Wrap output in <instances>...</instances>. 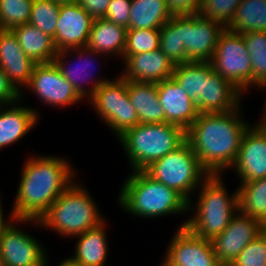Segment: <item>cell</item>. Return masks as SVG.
I'll return each instance as SVG.
<instances>
[{"label":"cell","instance_id":"1f68e13d","mask_svg":"<svg viewBox=\"0 0 266 266\" xmlns=\"http://www.w3.org/2000/svg\"><path fill=\"white\" fill-rule=\"evenodd\" d=\"M60 3L53 0H33L28 23L54 39Z\"/></svg>","mask_w":266,"mask_h":266},{"label":"cell","instance_id":"6da1fadb","mask_svg":"<svg viewBox=\"0 0 266 266\" xmlns=\"http://www.w3.org/2000/svg\"><path fill=\"white\" fill-rule=\"evenodd\" d=\"M241 107L221 113L199 114L186 131V140L210 175L223 174L237 159L243 134L251 125L242 117Z\"/></svg>","mask_w":266,"mask_h":266},{"label":"cell","instance_id":"60d3db41","mask_svg":"<svg viewBox=\"0 0 266 266\" xmlns=\"http://www.w3.org/2000/svg\"><path fill=\"white\" fill-rule=\"evenodd\" d=\"M111 0H77L81 6L94 19L104 18Z\"/></svg>","mask_w":266,"mask_h":266},{"label":"cell","instance_id":"3957f363","mask_svg":"<svg viewBox=\"0 0 266 266\" xmlns=\"http://www.w3.org/2000/svg\"><path fill=\"white\" fill-rule=\"evenodd\" d=\"M123 183L117 201L131 216L150 219L188 212V201L181 194L145 171H132Z\"/></svg>","mask_w":266,"mask_h":266},{"label":"cell","instance_id":"ee69618b","mask_svg":"<svg viewBox=\"0 0 266 266\" xmlns=\"http://www.w3.org/2000/svg\"><path fill=\"white\" fill-rule=\"evenodd\" d=\"M257 89H266V81H264ZM264 110H263V116L261 118V120L259 121H266V101H265V105H264Z\"/></svg>","mask_w":266,"mask_h":266},{"label":"cell","instance_id":"74e56055","mask_svg":"<svg viewBox=\"0 0 266 266\" xmlns=\"http://www.w3.org/2000/svg\"><path fill=\"white\" fill-rule=\"evenodd\" d=\"M131 0H111L104 19L129 29Z\"/></svg>","mask_w":266,"mask_h":266},{"label":"cell","instance_id":"f1b7e54d","mask_svg":"<svg viewBox=\"0 0 266 266\" xmlns=\"http://www.w3.org/2000/svg\"><path fill=\"white\" fill-rule=\"evenodd\" d=\"M238 189L239 211L266 222V178L240 183Z\"/></svg>","mask_w":266,"mask_h":266},{"label":"cell","instance_id":"e575fe53","mask_svg":"<svg viewBox=\"0 0 266 266\" xmlns=\"http://www.w3.org/2000/svg\"><path fill=\"white\" fill-rule=\"evenodd\" d=\"M159 48L174 64L188 62L185 47L178 45L177 39V15H173L160 30V46Z\"/></svg>","mask_w":266,"mask_h":266},{"label":"cell","instance_id":"7bdbcfd3","mask_svg":"<svg viewBox=\"0 0 266 266\" xmlns=\"http://www.w3.org/2000/svg\"><path fill=\"white\" fill-rule=\"evenodd\" d=\"M49 264V258L47 255L45 266H50ZM56 266H82L79 262L75 261L71 256L67 257L66 259L62 260L58 265Z\"/></svg>","mask_w":266,"mask_h":266},{"label":"cell","instance_id":"c3c4849f","mask_svg":"<svg viewBox=\"0 0 266 266\" xmlns=\"http://www.w3.org/2000/svg\"><path fill=\"white\" fill-rule=\"evenodd\" d=\"M259 123L266 129V121H259Z\"/></svg>","mask_w":266,"mask_h":266},{"label":"cell","instance_id":"f546056e","mask_svg":"<svg viewBox=\"0 0 266 266\" xmlns=\"http://www.w3.org/2000/svg\"><path fill=\"white\" fill-rule=\"evenodd\" d=\"M172 77L196 105L199 103V99H204L206 62L189 61L177 64Z\"/></svg>","mask_w":266,"mask_h":266},{"label":"cell","instance_id":"681fc988","mask_svg":"<svg viewBox=\"0 0 266 266\" xmlns=\"http://www.w3.org/2000/svg\"><path fill=\"white\" fill-rule=\"evenodd\" d=\"M4 106H6L5 104H2V103H0V114H1V111H2V109H3V107Z\"/></svg>","mask_w":266,"mask_h":266},{"label":"cell","instance_id":"44dd1931","mask_svg":"<svg viewBox=\"0 0 266 266\" xmlns=\"http://www.w3.org/2000/svg\"><path fill=\"white\" fill-rule=\"evenodd\" d=\"M242 96L240 90L215 72L210 62H206L204 99H199L196 105L199 114L232 111L240 106Z\"/></svg>","mask_w":266,"mask_h":266},{"label":"cell","instance_id":"8d00e7d4","mask_svg":"<svg viewBox=\"0 0 266 266\" xmlns=\"http://www.w3.org/2000/svg\"><path fill=\"white\" fill-rule=\"evenodd\" d=\"M230 266H266V236L262 232L248 243Z\"/></svg>","mask_w":266,"mask_h":266},{"label":"cell","instance_id":"ffe728a7","mask_svg":"<svg viewBox=\"0 0 266 266\" xmlns=\"http://www.w3.org/2000/svg\"><path fill=\"white\" fill-rule=\"evenodd\" d=\"M158 99L163 107L165 122L187 131L199 116L197 106L173 77L157 83Z\"/></svg>","mask_w":266,"mask_h":266},{"label":"cell","instance_id":"5b68a950","mask_svg":"<svg viewBox=\"0 0 266 266\" xmlns=\"http://www.w3.org/2000/svg\"><path fill=\"white\" fill-rule=\"evenodd\" d=\"M85 188L82 183L75 180L39 220L29 219V222L40 228L52 229L51 231L60 236L73 237V239L99 226L105 218Z\"/></svg>","mask_w":266,"mask_h":266},{"label":"cell","instance_id":"7402d4cb","mask_svg":"<svg viewBox=\"0 0 266 266\" xmlns=\"http://www.w3.org/2000/svg\"><path fill=\"white\" fill-rule=\"evenodd\" d=\"M40 117L37 109L23 106L19 101L4 106L0 114V149L24 138L36 127Z\"/></svg>","mask_w":266,"mask_h":266},{"label":"cell","instance_id":"7dc6e473","mask_svg":"<svg viewBox=\"0 0 266 266\" xmlns=\"http://www.w3.org/2000/svg\"><path fill=\"white\" fill-rule=\"evenodd\" d=\"M262 232H263L264 235L266 236V222L263 223V225H262Z\"/></svg>","mask_w":266,"mask_h":266},{"label":"cell","instance_id":"cb8c5ba5","mask_svg":"<svg viewBox=\"0 0 266 266\" xmlns=\"http://www.w3.org/2000/svg\"><path fill=\"white\" fill-rule=\"evenodd\" d=\"M128 97L135 107L139 123L154 124L165 122V114L158 99L157 83L127 80Z\"/></svg>","mask_w":266,"mask_h":266},{"label":"cell","instance_id":"bcb514c9","mask_svg":"<svg viewBox=\"0 0 266 266\" xmlns=\"http://www.w3.org/2000/svg\"><path fill=\"white\" fill-rule=\"evenodd\" d=\"M59 3H74L77 2V0H53Z\"/></svg>","mask_w":266,"mask_h":266},{"label":"cell","instance_id":"9c48e42d","mask_svg":"<svg viewBox=\"0 0 266 266\" xmlns=\"http://www.w3.org/2000/svg\"><path fill=\"white\" fill-rule=\"evenodd\" d=\"M210 63L215 72L231 82L243 94L249 92L252 87V65L241 33L225 28Z\"/></svg>","mask_w":266,"mask_h":266},{"label":"cell","instance_id":"8992f818","mask_svg":"<svg viewBox=\"0 0 266 266\" xmlns=\"http://www.w3.org/2000/svg\"><path fill=\"white\" fill-rule=\"evenodd\" d=\"M123 147L132 171H144L153 162L176 150L186 141V131L166 122L139 123L121 136Z\"/></svg>","mask_w":266,"mask_h":266},{"label":"cell","instance_id":"9a60e30c","mask_svg":"<svg viewBox=\"0 0 266 266\" xmlns=\"http://www.w3.org/2000/svg\"><path fill=\"white\" fill-rule=\"evenodd\" d=\"M231 169L240 183L266 178V129L256 123L243 134L239 153Z\"/></svg>","mask_w":266,"mask_h":266},{"label":"cell","instance_id":"603a6c76","mask_svg":"<svg viewBox=\"0 0 266 266\" xmlns=\"http://www.w3.org/2000/svg\"><path fill=\"white\" fill-rule=\"evenodd\" d=\"M127 29L104 18L94 20L87 48L109 57L119 56L122 59L126 46Z\"/></svg>","mask_w":266,"mask_h":266},{"label":"cell","instance_id":"ab89813d","mask_svg":"<svg viewBox=\"0 0 266 266\" xmlns=\"http://www.w3.org/2000/svg\"><path fill=\"white\" fill-rule=\"evenodd\" d=\"M21 101V93L10 82L5 72L0 68V103L12 104Z\"/></svg>","mask_w":266,"mask_h":266},{"label":"cell","instance_id":"52a82bcc","mask_svg":"<svg viewBox=\"0 0 266 266\" xmlns=\"http://www.w3.org/2000/svg\"><path fill=\"white\" fill-rule=\"evenodd\" d=\"M144 171L154 180L173 188L188 202L191 195L210 175L199 163L187 140L176 150L153 162Z\"/></svg>","mask_w":266,"mask_h":266},{"label":"cell","instance_id":"7a4b0ae2","mask_svg":"<svg viewBox=\"0 0 266 266\" xmlns=\"http://www.w3.org/2000/svg\"><path fill=\"white\" fill-rule=\"evenodd\" d=\"M23 164L12 213L15 219H37L76 180L66 157L28 155ZM75 172V173H74Z\"/></svg>","mask_w":266,"mask_h":266},{"label":"cell","instance_id":"d6a6232c","mask_svg":"<svg viewBox=\"0 0 266 266\" xmlns=\"http://www.w3.org/2000/svg\"><path fill=\"white\" fill-rule=\"evenodd\" d=\"M161 29H127L123 56L159 49Z\"/></svg>","mask_w":266,"mask_h":266},{"label":"cell","instance_id":"83f0119b","mask_svg":"<svg viewBox=\"0 0 266 266\" xmlns=\"http://www.w3.org/2000/svg\"><path fill=\"white\" fill-rule=\"evenodd\" d=\"M235 33L266 32V0H242L226 27Z\"/></svg>","mask_w":266,"mask_h":266},{"label":"cell","instance_id":"4fadbf2b","mask_svg":"<svg viewBox=\"0 0 266 266\" xmlns=\"http://www.w3.org/2000/svg\"><path fill=\"white\" fill-rule=\"evenodd\" d=\"M262 225L238 210L223 232L211 240L219 263L230 266L242 249L262 233Z\"/></svg>","mask_w":266,"mask_h":266},{"label":"cell","instance_id":"484cf974","mask_svg":"<svg viewBox=\"0 0 266 266\" xmlns=\"http://www.w3.org/2000/svg\"><path fill=\"white\" fill-rule=\"evenodd\" d=\"M11 30L16 35L22 51L35 63L53 62L58 51L52 37L29 23L15 26Z\"/></svg>","mask_w":266,"mask_h":266},{"label":"cell","instance_id":"ba28073f","mask_svg":"<svg viewBox=\"0 0 266 266\" xmlns=\"http://www.w3.org/2000/svg\"><path fill=\"white\" fill-rule=\"evenodd\" d=\"M127 87V80L118 75L114 80L102 84L89 98L94 112L117 138L139 124L136 109L128 97Z\"/></svg>","mask_w":266,"mask_h":266},{"label":"cell","instance_id":"ac0fdd59","mask_svg":"<svg viewBox=\"0 0 266 266\" xmlns=\"http://www.w3.org/2000/svg\"><path fill=\"white\" fill-rule=\"evenodd\" d=\"M122 60L124 70L120 76L136 82L159 83L171 78L175 67L160 48L151 52L122 56Z\"/></svg>","mask_w":266,"mask_h":266},{"label":"cell","instance_id":"d590c367","mask_svg":"<svg viewBox=\"0 0 266 266\" xmlns=\"http://www.w3.org/2000/svg\"><path fill=\"white\" fill-rule=\"evenodd\" d=\"M242 0H201L198 14L222 23L227 27L235 16Z\"/></svg>","mask_w":266,"mask_h":266},{"label":"cell","instance_id":"8fae6325","mask_svg":"<svg viewBox=\"0 0 266 266\" xmlns=\"http://www.w3.org/2000/svg\"><path fill=\"white\" fill-rule=\"evenodd\" d=\"M29 219H14L0 233V256L5 266H45L47 249L29 233L20 230ZM17 224V226H15Z\"/></svg>","mask_w":266,"mask_h":266},{"label":"cell","instance_id":"f6af8a7d","mask_svg":"<svg viewBox=\"0 0 266 266\" xmlns=\"http://www.w3.org/2000/svg\"><path fill=\"white\" fill-rule=\"evenodd\" d=\"M159 266H174V265H172L166 258H164Z\"/></svg>","mask_w":266,"mask_h":266},{"label":"cell","instance_id":"f35d334b","mask_svg":"<svg viewBox=\"0 0 266 266\" xmlns=\"http://www.w3.org/2000/svg\"><path fill=\"white\" fill-rule=\"evenodd\" d=\"M166 5L172 15L198 14L201 0H166Z\"/></svg>","mask_w":266,"mask_h":266},{"label":"cell","instance_id":"836d02e7","mask_svg":"<svg viewBox=\"0 0 266 266\" xmlns=\"http://www.w3.org/2000/svg\"><path fill=\"white\" fill-rule=\"evenodd\" d=\"M33 0H0V29L27 24Z\"/></svg>","mask_w":266,"mask_h":266},{"label":"cell","instance_id":"e0dca14e","mask_svg":"<svg viewBox=\"0 0 266 266\" xmlns=\"http://www.w3.org/2000/svg\"><path fill=\"white\" fill-rule=\"evenodd\" d=\"M72 53L75 56L77 55L79 57L77 59V61L79 60L82 63L74 62V63H76L75 66L71 67V63H69L66 60V57H68V56L72 57L73 56ZM100 55H102V54H99L96 51L90 50L87 47L67 49V50L58 51L53 62L56 64V66L60 70L63 77L71 83V85L74 87V89L77 91V93L83 99H85V98L89 99L94 94L96 89H98L102 84H104L107 81H111L108 78L104 79L103 76H102V78L101 77L100 78H96V77L94 78V77H92L93 74L92 75L90 74L91 73L90 70H92V68H90L89 66L93 65L92 63H93V61H95L93 59L100 56ZM80 58L83 59L84 61H82ZM68 63L70 64L69 66H68ZM79 64H81V65L79 66ZM88 68H89V70H88ZM88 80H90V83H91V86L90 87L88 86L89 90L85 89V87H84L85 85H83L85 83L83 81H88Z\"/></svg>","mask_w":266,"mask_h":266},{"label":"cell","instance_id":"7c38bea8","mask_svg":"<svg viewBox=\"0 0 266 266\" xmlns=\"http://www.w3.org/2000/svg\"><path fill=\"white\" fill-rule=\"evenodd\" d=\"M26 88L51 107H70L84 100L54 62L36 64Z\"/></svg>","mask_w":266,"mask_h":266},{"label":"cell","instance_id":"d4e9b609","mask_svg":"<svg viewBox=\"0 0 266 266\" xmlns=\"http://www.w3.org/2000/svg\"><path fill=\"white\" fill-rule=\"evenodd\" d=\"M105 225L106 220L99 226L75 236L78 240L71 257L82 266H105L109 253Z\"/></svg>","mask_w":266,"mask_h":266},{"label":"cell","instance_id":"d6986e66","mask_svg":"<svg viewBox=\"0 0 266 266\" xmlns=\"http://www.w3.org/2000/svg\"><path fill=\"white\" fill-rule=\"evenodd\" d=\"M36 64L22 51L11 29H0V68L21 93V100L25 96L21 90L29 83Z\"/></svg>","mask_w":266,"mask_h":266},{"label":"cell","instance_id":"4316f807","mask_svg":"<svg viewBox=\"0 0 266 266\" xmlns=\"http://www.w3.org/2000/svg\"><path fill=\"white\" fill-rule=\"evenodd\" d=\"M172 16L166 0H131L129 29H161Z\"/></svg>","mask_w":266,"mask_h":266},{"label":"cell","instance_id":"4dcf8cb0","mask_svg":"<svg viewBox=\"0 0 266 266\" xmlns=\"http://www.w3.org/2000/svg\"><path fill=\"white\" fill-rule=\"evenodd\" d=\"M244 42L252 65V87L266 81V32L243 33Z\"/></svg>","mask_w":266,"mask_h":266},{"label":"cell","instance_id":"30bf717a","mask_svg":"<svg viewBox=\"0 0 266 266\" xmlns=\"http://www.w3.org/2000/svg\"><path fill=\"white\" fill-rule=\"evenodd\" d=\"M225 26L199 14L177 15L178 45L185 47L189 61L210 62Z\"/></svg>","mask_w":266,"mask_h":266},{"label":"cell","instance_id":"5bb4252c","mask_svg":"<svg viewBox=\"0 0 266 266\" xmlns=\"http://www.w3.org/2000/svg\"><path fill=\"white\" fill-rule=\"evenodd\" d=\"M165 251L174 266H222L214 253L211 240L200 238L186 226L176 228Z\"/></svg>","mask_w":266,"mask_h":266},{"label":"cell","instance_id":"2e32d148","mask_svg":"<svg viewBox=\"0 0 266 266\" xmlns=\"http://www.w3.org/2000/svg\"><path fill=\"white\" fill-rule=\"evenodd\" d=\"M94 20L76 2L60 3L53 39L57 51L86 47Z\"/></svg>","mask_w":266,"mask_h":266},{"label":"cell","instance_id":"f907efd6","mask_svg":"<svg viewBox=\"0 0 266 266\" xmlns=\"http://www.w3.org/2000/svg\"><path fill=\"white\" fill-rule=\"evenodd\" d=\"M0 266H5L4 263H3V260L1 258V256H0Z\"/></svg>","mask_w":266,"mask_h":266},{"label":"cell","instance_id":"277c9868","mask_svg":"<svg viewBox=\"0 0 266 266\" xmlns=\"http://www.w3.org/2000/svg\"><path fill=\"white\" fill-rule=\"evenodd\" d=\"M221 175H209L197 189L198 198L188 202V212L194 214L179 227H187L200 238L212 240L228 226L239 210L238 189L227 193ZM195 203V204H194Z\"/></svg>","mask_w":266,"mask_h":266},{"label":"cell","instance_id":"b9f144b4","mask_svg":"<svg viewBox=\"0 0 266 266\" xmlns=\"http://www.w3.org/2000/svg\"><path fill=\"white\" fill-rule=\"evenodd\" d=\"M1 203V197H0V233L15 219L12 211L9 213V220L4 217L3 213V207Z\"/></svg>","mask_w":266,"mask_h":266}]
</instances>
